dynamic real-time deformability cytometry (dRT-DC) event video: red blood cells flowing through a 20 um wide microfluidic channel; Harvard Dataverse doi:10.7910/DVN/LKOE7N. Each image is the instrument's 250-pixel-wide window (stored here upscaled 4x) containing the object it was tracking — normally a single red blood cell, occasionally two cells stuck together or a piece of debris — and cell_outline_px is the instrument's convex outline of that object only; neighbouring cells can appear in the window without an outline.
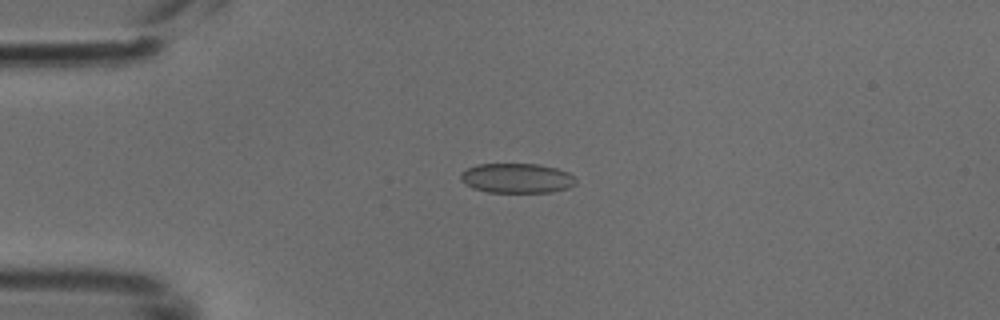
{"species": "common noctule bat (a hibernating species)", "species_latin": "Nyctalus noctula", "temperature_condition": "cold", "stored_images_in_passage": 34, "camera_frame_rate_fps": 3000, "um_per_image_px": 0.085, "animal": {"sex": "male", "body_mass_g": 18.8}, "frame": {"image": 1, "passage_image": 1, "time_ms": 0.0, "image_size_px": [1000, 320], "cell_outline_px": [[576, 184], [568, 188], [552, 192], [488, 192], [472, 188], [460, 180], [460, 172], [468, 168], [480, 164], [540, 164], [556, 168], [568, 172], [576, 180]], "centroid_in_image_um": [43.92, 15.15], "position_along_channel_um": 41.1, "area_um2": 20.0}}
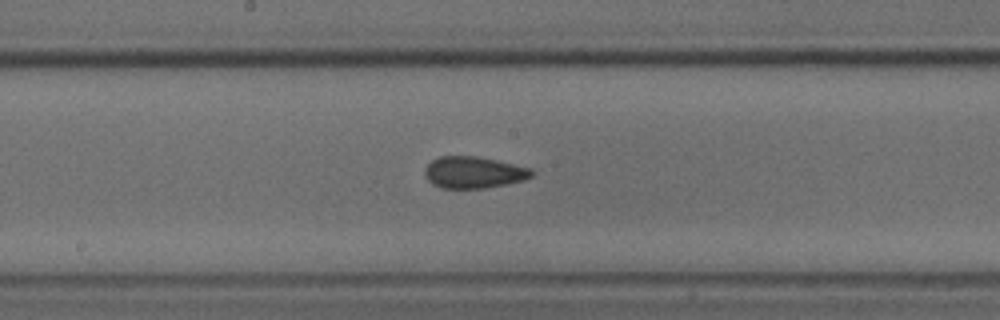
{"frame": {"image": 2, "passage_image": 15, "time_ms": 4.667, "image_size_px": [1000, 320], "cell_outline_px": [[536, 172], [532, 176], [524, 180], [484, 188], [440, 188], [432, 184], [424, 176], [424, 168], [432, 160], [440, 156], [476, 156], [496, 160], [532, 168]], "centroid_in_image_um": [40.25, 14.65], "position_along_channel_um": 207.9, "area_um2": 19.83}}
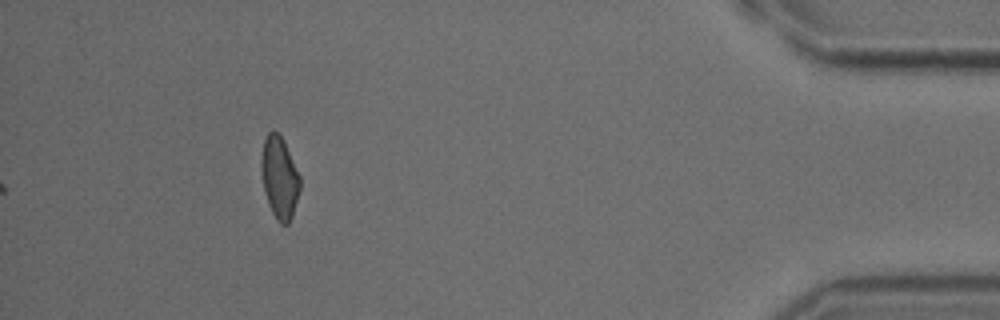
{"frame": {"image": 3, "passage_image": 34, "time_ms": 11.0, "image_size_px": [1000, 320], "cell_outline_px": [[300, 188], [292, 216], [288, 224], [280, 224], [276, 220], [268, 204], [264, 192], [260, 168], [260, 160], [264, 140], [268, 132], [272, 128], [280, 136], [300, 176]], "centroid_in_image_um": [23.72, 15.12], "position_along_channel_um": 411.5, "area_um2": 18.38}}